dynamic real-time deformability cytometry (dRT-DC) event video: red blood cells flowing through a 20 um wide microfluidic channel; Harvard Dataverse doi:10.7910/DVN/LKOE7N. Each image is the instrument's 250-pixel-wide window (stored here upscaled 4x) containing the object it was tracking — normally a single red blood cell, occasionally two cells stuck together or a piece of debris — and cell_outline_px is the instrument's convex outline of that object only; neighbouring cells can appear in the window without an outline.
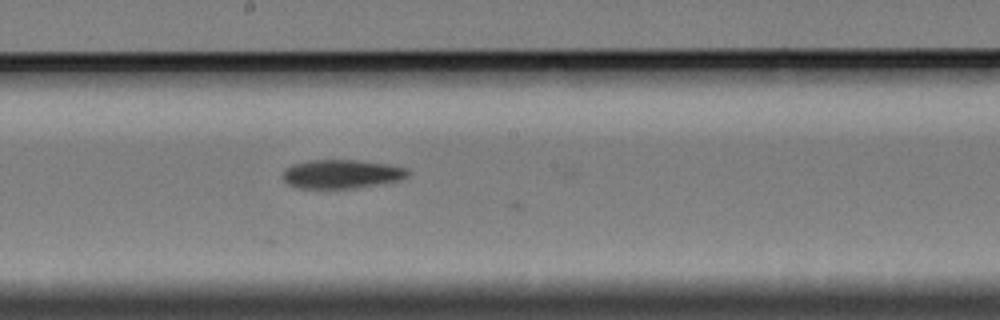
{"species": "Egyptian fruit bat (a non-hibernating species)", "species_latin": "Rousettus aegyptiacus", "temperature_condition": "cold", "stored_images_in_passage": 14, "camera_frame_rate_fps": 3000, "um_per_image_px": 0.085, "animal": {"sex": "female"}, "frame": {"image": 1, "passage_image": 13, "time_ms": 4.0, "image_size_px": [1000, 320], "cell_outline_px": [[412, 172], [408, 176], [400, 180], [352, 188], [300, 188], [288, 184], [280, 176], [284, 168], [292, 164], [308, 160], [356, 160], [388, 164], [408, 168]], "centroid_in_image_um": [29.01, 14.78], "position_along_channel_um": 219.2, "area_um2": 21.15}}